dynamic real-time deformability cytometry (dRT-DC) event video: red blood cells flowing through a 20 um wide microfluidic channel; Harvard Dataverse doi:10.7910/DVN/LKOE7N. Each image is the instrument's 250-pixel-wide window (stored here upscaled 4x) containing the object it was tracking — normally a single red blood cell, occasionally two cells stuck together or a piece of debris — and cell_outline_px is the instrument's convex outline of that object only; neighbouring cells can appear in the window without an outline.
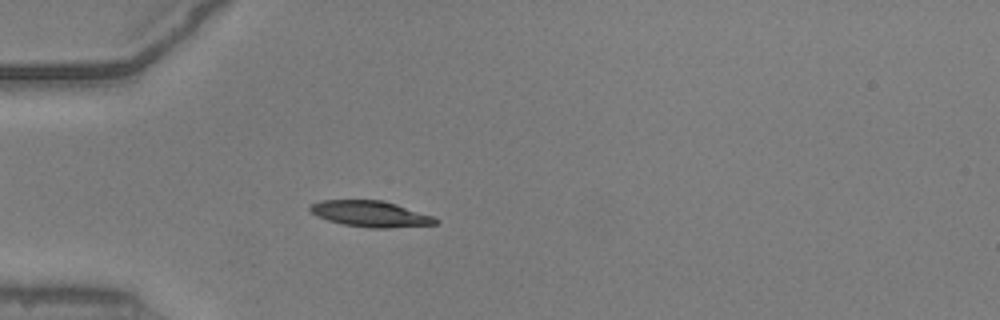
{"species": "common noctule bat (a hibernating species)", "species_latin": "Nyctalus noctula", "temperature_condition": "warm", "stored_images_in_passage": 53, "camera_frame_rate_fps": 3000, "um_per_image_px": 0.085, "animal": {"sex": "male", "body_mass_g": 20.5, "forearm_length_mm": 52.5}, "frame": {"image": 1, "passage_image": 16, "time_ms": 5.0, "image_size_px": [1000, 320], "cell_outline_px": [[440, 220], [436, 224], [388, 228], [368, 228], [344, 224], [328, 220], [316, 216], [308, 208], [308, 204], [320, 200], [384, 200], [432, 216]], "centroid_in_image_um": [31.45, 18.17], "position_along_channel_um": 53.5, "area_um2": 19.02}}
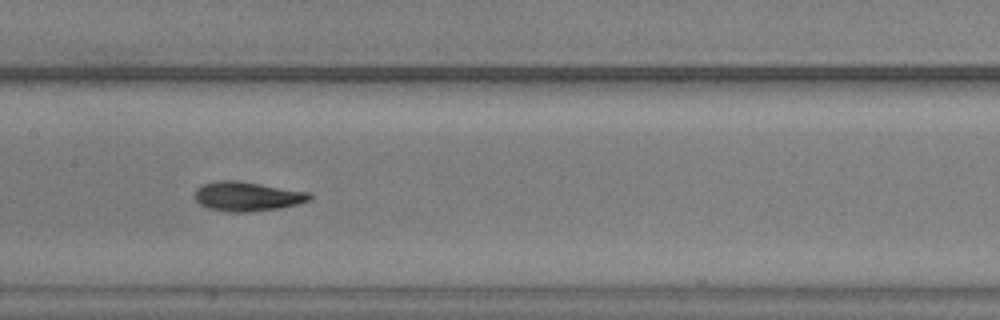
{"frame": {"image": 2, "passage_image": 27, "time_ms": 8.667, "image_size_px": [1000, 320], "cell_outline_px": [[312, 200], [280, 208], [248, 212], [228, 212], [208, 208], [200, 204], [196, 200], [196, 188], [204, 184], [216, 180], [236, 180], [308, 192], [312, 196]], "centroid_in_image_um": [21.01, 16.69], "position_along_channel_um": 186.4, "area_um2": 19.54}}
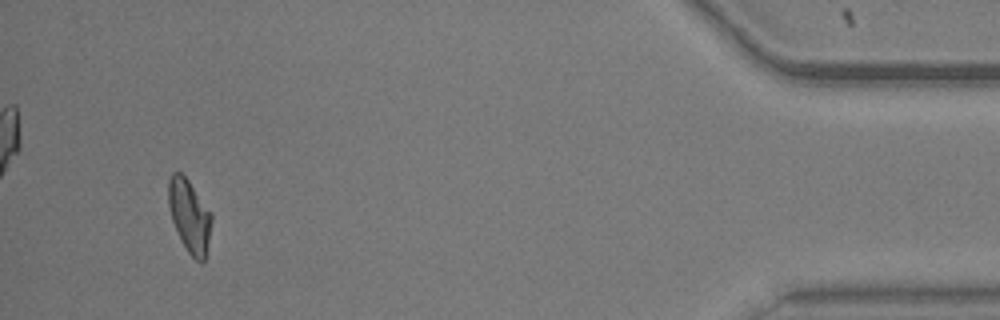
{"frame": {"image": 3, "passage_image": 50, "time_ms": 16.333, "image_size_px": [1000, 320], "cell_outline_px": [[212, 220], [204, 260], [200, 264], [188, 252], [172, 220], [168, 204], [168, 180], [172, 172], [180, 172], [188, 180], [212, 212]], "centroid_in_image_um": [16.1, 18.31], "position_along_channel_um": 419.1, "area_um2": 18.03}, "authors_computed_cell_mechanics": {"area_um2": 18.5538, "velocity_mm_per_s": 3.918, "shape_relaxation_time_tau1_ms": 3.9164, "shape_relaxation_time_tau2_ms": 2.4784, "deformation_change_tau1": 0.1687, "deformation_change_tau2": 0.0719}}